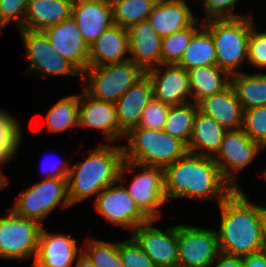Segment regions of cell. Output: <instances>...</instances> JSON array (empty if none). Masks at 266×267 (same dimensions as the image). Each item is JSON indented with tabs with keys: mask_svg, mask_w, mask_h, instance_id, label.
Instances as JSON below:
<instances>
[{
	"mask_svg": "<svg viewBox=\"0 0 266 267\" xmlns=\"http://www.w3.org/2000/svg\"><path fill=\"white\" fill-rule=\"evenodd\" d=\"M220 227L216 230L220 252L245 257L265 249V205L250 202L242 189H234L220 204Z\"/></svg>",
	"mask_w": 266,
	"mask_h": 267,
	"instance_id": "6da1fadb",
	"label": "cell"
},
{
	"mask_svg": "<svg viewBox=\"0 0 266 267\" xmlns=\"http://www.w3.org/2000/svg\"><path fill=\"white\" fill-rule=\"evenodd\" d=\"M164 190L167 202L189 198L215 200L219 205L233 190L212 157L187 152L164 168Z\"/></svg>",
	"mask_w": 266,
	"mask_h": 267,
	"instance_id": "7a4b0ae2",
	"label": "cell"
},
{
	"mask_svg": "<svg viewBox=\"0 0 266 267\" xmlns=\"http://www.w3.org/2000/svg\"><path fill=\"white\" fill-rule=\"evenodd\" d=\"M82 162L71 166L67 179L68 199L73 206L96 196L118 181L124 161L123 146L100 143Z\"/></svg>",
	"mask_w": 266,
	"mask_h": 267,
	"instance_id": "3957f363",
	"label": "cell"
},
{
	"mask_svg": "<svg viewBox=\"0 0 266 267\" xmlns=\"http://www.w3.org/2000/svg\"><path fill=\"white\" fill-rule=\"evenodd\" d=\"M123 145L124 160L144 166L165 168L182 158L187 152V145L180 139L163 130H152L139 126L131 129Z\"/></svg>",
	"mask_w": 266,
	"mask_h": 267,
	"instance_id": "277c9868",
	"label": "cell"
},
{
	"mask_svg": "<svg viewBox=\"0 0 266 267\" xmlns=\"http://www.w3.org/2000/svg\"><path fill=\"white\" fill-rule=\"evenodd\" d=\"M254 24L252 15L203 22L215 44L216 65L230 75L240 73L243 62L248 59L249 36Z\"/></svg>",
	"mask_w": 266,
	"mask_h": 267,
	"instance_id": "5b68a950",
	"label": "cell"
},
{
	"mask_svg": "<svg viewBox=\"0 0 266 267\" xmlns=\"http://www.w3.org/2000/svg\"><path fill=\"white\" fill-rule=\"evenodd\" d=\"M144 74L131 60L88 66L82 73V88L96 99L115 104Z\"/></svg>",
	"mask_w": 266,
	"mask_h": 267,
	"instance_id": "8992f818",
	"label": "cell"
},
{
	"mask_svg": "<svg viewBox=\"0 0 266 267\" xmlns=\"http://www.w3.org/2000/svg\"><path fill=\"white\" fill-rule=\"evenodd\" d=\"M140 170L134 175L129 183V187L123 185L130 196L134 199L140 211L149 219L157 220L161 218L162 210L159 208L167 203L164 190V169L160 167L144 166L131 161L124 160L118 181L126 183L124 174L129 170Z\"/></svg>",
	"mask_w": 266,
	"mask_h": 267,
	"instance_id": "52a82bcc",
	"label": "cell"
},
{
	"mask_svg": "<svg viewBox=\"0 0 266 267\" xmlns=\"http://www.w3.org/2000/svg\"><path fill=\"white\" fill-rule=\"evenodd\" d=\"M58 206L62 209L72 206L68 199L67 179L44 178L22 190L11 210L19 217L42 224V220Z\"/></svg>",
	"mask_w": 266,
	"mask_h": 267,
	"instance_id": "ba28073f",
	"label": "cell"
},
{
	"mask_svg": "<svg viewBox=\"0 0 266 267\" xmlns=\"http://www.w3.org/2000/svg\"><path fill=\"white\" fill-rule=\"evenodd\" d=\"M26 49L27 59L30 62L24 74L36 72L47 76H72L82 79V73L67 59H64L51 46L43 31L18 29ZM29 72V73H28Z\"/></svg>",
	"mask_w": 266,
	"mask_h": 267,
	"instance_id": "9c48e42d",
	"label": "cell"
},
{
	"mask_svg": "<svg viewBox=\"0 0 266 267\" xmlns=\"http://www.w3.org/2000/svg\"><path fill=\"white\" fill-rule=\"evenodd\" d=\"M43 224L19 217L11 209L0 217V257L6 259L35 258Z\"/></svg>",
	"mask_w": 266,
	"mask_h": 267,
	"instance_id": "30bf717a",
	"label": "cell"
},
{
	"mask_svg": "<svg viewBox=\"0 0 266 267\" xmlns=\"http://www.w3.org/2000/svg\"><path fill=\"white\" fill-rule=\"evenodd\" d=\"M219 253L216 230L178 224L177 267H211Z\"/></svg>",
	"mask_w": 266,
	"mask_h": 267,
	"instance_id": "8fae6325",
	"label": "cell"
},
{
	"mask_svg": "<svg viewBox=\"0 0 266 267\" xmlns=\"http://www.w3.org/2000/svg\"><path fill=\"white\" fill-rule=\"evenodd\" d=\"M264 148L249 136L241 128L227 131L220 148L213 160L218 165L223 177L234 189H239L237 175L243 168L255 160V157Z\"/></svg>",
	"mask_w": 266,
	"mask_h": 267,
	"instance_id": "7c38bea8",
	"label": "cell"
},
{
	"mask_svg": "<svg viewBox=\"0 0 266 267\" xmlns=\"http://www.w3.org/2000/svg\"><path fill=\"white\" fill-rule=\"evenodd\" d=\"M93 201L94 209L107 222L129 229L131 233L149 221L119 181L103 189Z\"/></svg>",
	"mask_w": 266,
	"mask_h": 267,
	"instance_id": "4fadbf2b",
	"label": "cell"
},
{
	"mask_svg": "<svg viewBox=\"0 0 266 267\" xmlns=\"http://www.w3.org/2000/svg\"><path fill=\"white\" fill-rule=\"evenodd\" d=\"M155 220L138 226L131 236L156 267L178 266V225L164 231L154 227Z\"/></svg>",
	"mask_w": 266,
	"mask_h": 267,
	"instance_id": "5bb4252c",
	"label": "cell"
},
{
	"mask_svg": "<svg viewBox=\"0 0 266 267\" xmlns=\"http://www.w3.org/2000/svg\"><path fill=\"white\" fill-rule=\"evenodd\" d=\"M161 66L166 68L162 70ZM145 73L152 82L154 99L170 106L188 103L190 100L187 99H192L189 73L183 67L160 64Z\"/></svg>",
	"mask_w": 266,
	"mask_h": 267,
	"instance_id": "9a60e30c",
	"label": "cell"
},
{
	"mask_svg": "<svg viewBox=\"0 0 266 267\" xmlns=\"http://www.w3.org/2000/svg\"><path fill=\"white\" fill-rule=\"evenodd\" d=\"M79 126L100 130L108 142L125 138L119 127L115 104L96 99L84 89L79 100Z\"/></svg>",
	"mask_w": 266,
	"mask_h": 267,
	"instance_id": "2e32d148",
	"label": "cell"
},
{
	"mask_svg": "<svg viewBox=\"0 0 266 267\" xmlns=\"http://www.w3.org/2000/svg\"><path fill=\"white\" fill-rule=\"evenodd\" d=\"M43 32L55 51L83 73L88 67L89 46L84 41L74 19L71 17L49 26Z\"/></svg>",
	"mask_w": 266,
	"mask_h": 267,
	"instance_id": "e0dca14e",
	"label": "cell"
},
{
	"mask_svg": "<svg viewBox=\"0 0 266 267\" xmlns=\"http://www.w3.org/2000/svg\"><path fill=\"white\" fill-rule=\"evenodd\" d=\"M71 17L89 47L114 25L111 0H74Z\"/></svg>",
	"mask_w": 266,
	"mask_h": 267,
	"instance_id": "ac0fdd59",
	"label": "cell"
},
{
	"mask_svg": "<svg viewBox=\"0 0 266 267\" xmlns=\"http://www.w3.org/2000/svg\"><path fill=\"white\" fill-rule=\"evenodd\" d=\"M81 253L76 239L63 233H48L43 226L32 267H73Z\"/></svg>",
	"mask_w": 266,
	"mask_h": 267,
	"instance_id": "d6986e66",
	"label": "cell"
},
{
	"mask_svg": "<svg viewBox=\"0 0 266 267\" xmlns=\"http://www.w3.org/2000/svg\"><path fill=\"white\" fill-rule=\"evenodd\" d=\"M130 60L144 72L161 64L162 38L147 20L127 28Z\"/></svg>",
	"mask_w": 266,
	"mask_h": 267,
	"instance_id": "ffe728a7",
	"label": "cell"
},
{
	"mask_svg": "<svg viewBox=\"0 0 266 267\" xmlns=\"http://www.w3.org/2000/svg\"><path fill=\"white\" fill-rule=\"evenodd\" d=\"M197 105L200 112L212 117L227 131L243 127L244 110L231 84L225 90L204 97Z\"/></svg>",
	"mask_w": 266,
	"mask_h": 267,
	"instance_id": "44dd1931",
	"label": "cell"
},
{
	"mask_svg": "<svg viewBox=\"0 0 266 267\" xmlns=\"http://www.w3.org/2000/svg\"><path fill=\"white\" fill-rule=\"evenodd\" d=\"M154 98L153 86L145 73L115 103L120 130L126 135L139 124L142 112Z\"/></svg>",
	"mask_w": 266,
	"mask_h": 267,
	"instance_id": "7402d4cb",
	"label": "cell"
},
{
	"mask_svg": "<svg viewBox=\"0 0 266 267\" xmlns=\"http://www.w3.org/2000/svg\"><path fill=\"white\" fill-rule=\"evenodd\" d=\"M193 14L186 0H158L148 21L163 38L190 27L198 19Z\"/></svg>",
	"mask_w": 266,
	"mask_h": 267,
	"instance_id": "603a6c76",
	"label": "cell"
},
{
	"mask_svg": "<svg viewBox=\"0 0 266 267\" xmlns=\"http://www.w3.org/2000/svg\"><path fill=\"white\" fill-rule=\"evenodd\" d=\"M127 53H130L127 29L114 24L89 47L88 66L126 62L130 60Z\"/></svg>",
	"mask_w": 266,
	"mask_h": 267,
	"instance_id": "cb8c5ba5",
	"label": "cell"
},
{
	"mask_svg": "<svg viewBox=\"0 0 266 267\" xmlns=\"http://www.w3.org/2000/svg\"><path fill=\"white\" fill-rule=\"evenodd\" d=\"M74 0H29L22 29L43 31L71 18Z\"/></svg>",
	"mask_w": 266,
	"mask_h": 267,
	"instance_id": "d4e9b609",
	"label": "cell"
},
{
	"mask_svg": "<svg viewBox=\"0 0 266 267\" xmlns=\"http://www.w3.org/2000/svg\"><path fill=\"white\" fill-rule=\"evenodd\" d=\"M227 130L212 117L197 111L194 119L191 140L187 146L188 152L214 157L218 152Z\"/></svg>",
	"mask_w": 266,
	"mask_h": 267,
	"instance_id": "484cf974",
	"label": "cell"
},
{
	"mask_svg": "<svg viewBox=\"0 0 266 267\" xmlns=\"http://www.w3.org/2000/svg\"><path fill=\"white\" fill-rule=\"evenodd\" d=\"M194 103L204 97L225 90L231 84V75L217 65L198 66L188 70Z\"/></svg>",
	"mask_w": 266,
	"mask_h": 267,
	"instance_id": "4316f807",
	"label": "cell"
},
{
	"mask_svg": "<svg viewBox=\"0 0 266 267\" xmlns=\"http://www.w3.org/2000/svg\"><path fill=\"white\" fill-rule=\"evenodd\" d=\"M233 87L243 110L266 105V74L238 72L231 75Z\"/></svg>",
	"mask_w": 266,
	"mask_h": 267,
	"instance_id": "83f0119b",
	"label": "cell"
},
{
	"mask_svg": "<svg viewBox=\"0 0 266 267\" xmlns=\"http://www.w3.org/2000/svg\"><path fill=\"white\" fill-rule=\"evenodd\" d=\"M177 65L187 71L198 66L216 65L215 44L203 26L193 35Z\"/></svg>",
	"mask_w": 266,
	"mask_h": 267,
	"instance_id": "f1b7e54d",
	"label": "cell"
},
{
	"mask_svg": "<svg viewBox=\"0 0 266 267\" xmlns=\"http://www.w3.org/2000/svg\"><path fill=\"white\" fill-rule=\"evenodd\" d=\"M15 116L4 110H0V178L4 181V187L9 185V180L2 172L7 162L14 158L22 141L21 125Z\"/></svg>",
	"mask_w": 266,
	"mask_h": 267,
	"instance_id": "f546056e",
	"label": "cell"
},
{
	"mask_svg": "<svg viewBox=\"0 0 266 267\" xmlns=\"http://www.w3.org/2000/svg\"><path fill=\"white\" fill-rule=\"evenodd\" d=\"M199 110L194 102L171 105L163 131L183 141L187 146L191 140L194 119Z\"/></svg>",
	"mask_w": 266,
	"mask_h": 267,
	"instance_id": "4dcf8cb0",
	"label": "cell"
},
{
	"mask_svg": "<svg viewBox=\"0 0 266 267\" xmlns=\"http://www.w3.org/2000/svg\"><path fill=\"white\" fill-rule=\"evenodd\" d=\"M79 100L80 94L59 99L47 111L45 121L51 132H62L71 127L79 128Z\"/></svg>",
	"mask_w": 266,
	"mask_h": 267,
	"instance_id": "1f68e13d",
	"label": "cell"
},
{
	"mask_svg": "<svg viewBox=\"0 0 266 267\" xmlns=\"http://www.w3.org/2000/svg\"><path fill=\"white\" fill-rule=\"evenodd\" d=\"M158 0H111L114 24L129 28L147 20Z\"/></svg>",
	"mask_w": 266,
	"mask_h": 267,
	"instance_id": "d6a6232c",
	"label": "cell"
},
{
	"mask_svg": "<svg viewBox=\"0 0 266 267\" xmlns=\"http://www.w3.org/2000/svg\"><path fill=\"white\" fill-rule=\"evenodd\" d=\"M202 26L203 22L198 18L190 27L163 37L160 46L161 64H178L193 35Z\"/></svg>",
	"mask_w": 266,
	"mask_h": 267,
	"instance_id": "836d02e7",
	"label": "cell"
},
{
	"mask_svg": "<svg viewBox=\"0 0 266 267\" xmlns=\"http://www.w3.org/2000/svg\"><path fill=\"white\" fill-rule=\"evenodd\" d=\"M82 252L96 267H124L119 254V241L116 243L87 238Z\"/></svg>",
	"mask_w": 266,
	"mask_h": 267,
	"instance_id": "e575fe53",
	"label": "cell"
},
{
	"mask_svg": "<svg viewBox=\"0 0 266 267\" xmlns=\"http://www.w3.org/2000/svg\"><path fill=\"white\" fill-rule=\"evenodd\" d=\"M244 132L266 149V105L244 110Z\"/></svg>",
	"mask_w": 266,
	"mask_h": 267,
	"instance_id": "d590c367",
	"label": "cell"
},
{
	"mask_svg": "<svg viewBox=\"0 0 266 267\" xmlns=\"http://www.w3.org/2000/svg\"><path fill=\"white\" fill-rule=\"evenodd\" d=\"M119 254L124 267H156L132 236L119 242Z\"/></svg>",
	"mask_w": 266,
	"mask_h": 267,
	"instance_id": "8d00e7d4",
	"label": "cell"
},
{
	"mask_svg": "<svg viewBox=\"0 0 266 267\" xmlns=\"http://www.w3.org/2000/svg\"><path fill=\"white\" fill-rule=\"evenodd\" d=\"M170 105L152 99L141 114L138 126L152 130H163Z\"/></svg>",
	"mask_w": 266,
	"mask_h": 267,
	"instance_id": "74e56055",
	"label": "cell"
},
{
	"mask_svg": "<svg viewBox=\"0 0 266 267\" xmlns=\"http://www.w3.org/2000/svg\"><path fill=\"white\" fill-rule=\"evenodd\" d=\"M29 0H0V23L5 28L14 22L18 29L24 25Z\"/></svg>",
	"mask_w": 266,
	"mask_h": 267,
	"instance_id": "f35d334b",
	"label": "cell"
},
{
	"mask_svg": "<svg viewBox=\"0 0 266 267\" xmlns=\"http://www.w3.org/2000/svg\"><path fill=\"white\" fill-rule=\"evenodd\" d=\"M240 0H203L205 17L202 22L215 19H232L246 17L252 14L239 15L234 12L235 6ZM235 13V14H234Z\"/></svg>",
	"mask_w": 266,
	"mask_h": 267,
	"instance_id": "ab89813d",
	"label": "cell"
},
{
	"mask_svg": "<svg viewBox=\"0 0 266 267\" xmlns=\"http://www.w3.org/2000/svg\"><path fill=\"white\" fill-rule=\"evenodd\" d=\"M247 62L257 69H266V31L258 32L255 25L249 36Z\"/></svg>",
	"mask_w": 266,
	"mask_h": 267,
	"instance_id": "60d3db41",
	"label": "cell"
},
{
	"mask_svg": "<svg viewBox=\"0 0 266 267\" xmlns=\"http://www.w3.org/2000/svg\"><path fill=\"white\" fill-rule=\"evenodd\" d=\"M59 161H57V162L54 161L53 163H49L48 165H47V163H45L46 165L43 164V167L41 165V167L43 169V173L45 171V173L47 174L45 176V179H49V178L68 179V175L70 173L71 166L69 164H67L65 161H64V163H63V161H61V162H59Z\"/></svg>",
	"mask_w": 266,
	"mask_h": 267,
	"instance_id": "b9f144b4",
	"label": "cell"
},
{
	"mask_svg": "<svg viewBox=\"0 0 266 267\" xmlns=\"http://www.w3.org/2000/svg\"><path fill=\"white\" fill-rule=\"evenodd\" d=\"M215 267H244L242 257L220 252L214 261Z\"/></svg>",
	"mask_w": 266,
	"mask_h": 267,
	"instance_id": "7bdbcfd3",
	"label": "cell"
},
{
	"mask_svg": "<svg viewBox=\"0 0 266 267\" xmlns=\"http://www.w3.org/2000/svg\"><path fill=\"white\" fill-rule=\"evenodd\" d=\"M244 267H266V249L242 258Z\"/></svg>",
	"mask_w": 266,
	"mask_h": 267,
	"instance_id": "ee69618b",
	"label": "cell"
},
{
	"mask_svg": "<svg viewBox=\"0 0 266 267\" xmlns=\"http://www.w3.org/2000/svg\"><path fill=\"white\" fill-rule=\"evenodd\" d=\"M74 267H96L92 264L89 258L82 252L74 265Z\"/></svg>",
	"mask_w": 266,
	"mask_h": 267,
	"instance_id": "f6af8a7d",
	"label": "cell"
},
{
	"mask_svg": "<svg viewBox=\"0 0 266 267\" xmlns=\"http://www.w3.org/2000/svg\"><path fill=\"white\" fill-rule=\"evenodd\" d=\"M263 225H264V246L266 249V209H264Z\"/></svg>",
	"mask_w": 266,
	"mask_h": 267,
	"instance_id": "bcb514c9",
	"label": "cell"
},
{
	"mask_svg": "<svg viewBox=\"0 0 266 267\" xmlns=\"http://www.w3.org/2000/svg\"><path fill=\"white\" fill-rule=\"evenodd\" d=\"M4 189V181L0 178V190Z\"/></svg>",
	"mask_w": 266,
	"mask_h": 267,
	"instance_id": "7dc6e473",
	"label": "cell"
},
{
	"mask_svg": "<svg viewBox=\"0 0 266 267\" xmlns=\"http://www.w3.org/2000/svg\"><path fill=\"white\" fill-rule=\"evenodd\" d=\"M2 29H4V27H3L2 24L0 23V33H1Z\"/></svg>",
	"mask_w": 266,
	"mask_h": 267,
	"instance_id": "c3c4849f",
	"label": "cell"
},
{
	"mask_svg": "<svg viewBox=\"0 0 266 267\" xmlns=\"http://www.w3.org/2000/svg\"><path fill=\"white\" fill-rule=\"evenodd\" d=\"M263 177L266 178V170L263 173Z\"/></svg>",
	"mask_w": 266,
	"mask_h": 267,
	"instance_id": "681fc988",
	"label": "cell"
}]
</instances>
